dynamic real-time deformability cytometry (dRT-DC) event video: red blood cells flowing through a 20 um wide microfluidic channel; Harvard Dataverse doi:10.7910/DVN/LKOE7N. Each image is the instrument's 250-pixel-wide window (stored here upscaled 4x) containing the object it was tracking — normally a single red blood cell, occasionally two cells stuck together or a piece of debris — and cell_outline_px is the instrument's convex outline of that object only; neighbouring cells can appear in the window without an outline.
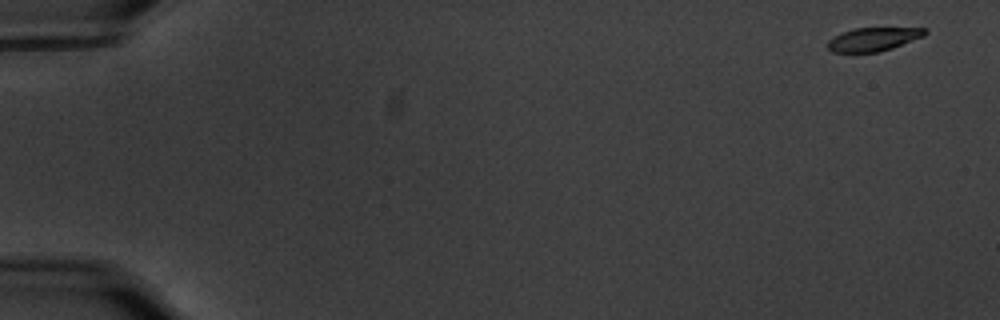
{"species": "common noctule bat (a hibernating species)", "species_latin": "Nyctalus noctula", "temperature_condition": "warm", "stored_images_in_passage": 58, "camera_frame_rate_fps": 3000, "um_per_image_px": 0.085, "animal": {"sex": "male", "body_mass_g": 20.1, "forearm_length_mm": 53.5}, "frame": {"image": 1, "passage_image": 2, "time_ms": 0.333, "image_size_px": [1000, 320], "cell_outline_px": [[928, 32], [924, 36], [892, 48], [880, 52], [832, 52], [828, 48], [828, 40], [852, 28], [924, 28]], "centroid_in_image_um": [74.24, 3.34], "position_along_channel_um": 10.8, "area_um2": 13.18}}
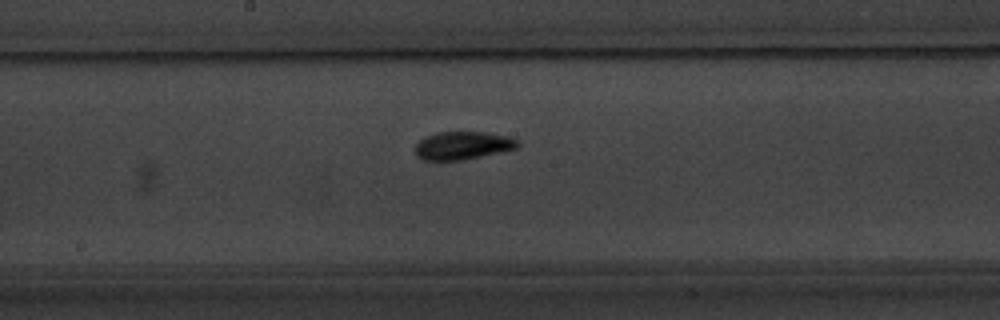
{"frame": {"image": 2, "passage_image": 32, "time_ms": 10.333, "image_size_px": [1000, 320], "cell_outline_px": [[520, 144], [516, 148], [500, 152], [464, 160], [420, 160], [416, 156], [416, 144], [424, 136], [436, 132], [488, 132], [508, 136], [516, 140]], "centroid_in_image_um": [39.3, 12.36], "position_along_channel_um": 208.9, "area_um2": 16.82}}
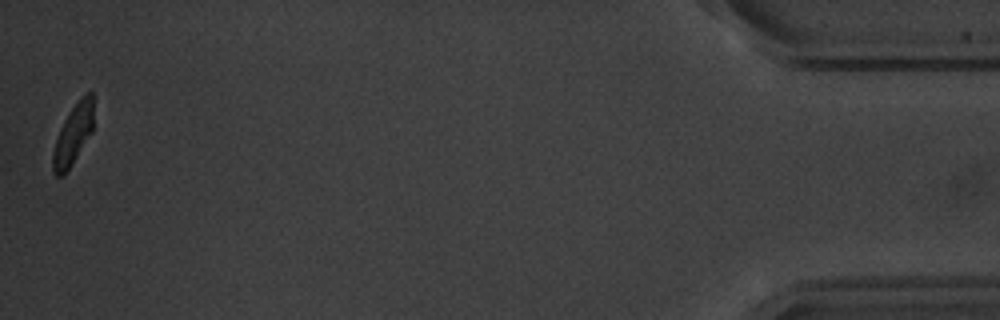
{"frame": {"image": 3, "passage_image": 58, "time_ms": 19.0, "image_size_px": [1000, 320], "cell_outline_px": [[92, 132], [68, 168], [60, 176], [56, 176], [52, 172], [52, 152], [60, 128], [64, 120], [80, 96], [84, 92], [92, 92]], "centroid_in_image_um": [6.19, 11.4], "position_along_channel_um": 429.0, "area_um2": 13.87}, "authors_computed_cell_mechanics": {"area_um2": 15.8372, "velocity_mm_per_s": 3.505, "shape_relaxation_time_tau1_ms": 2.8348, "shape_relaxation_time_tau2_ms": 2.1251, "deformation_change_tau1": 0.1629, "deformation_change_tau2": 0.0779}}